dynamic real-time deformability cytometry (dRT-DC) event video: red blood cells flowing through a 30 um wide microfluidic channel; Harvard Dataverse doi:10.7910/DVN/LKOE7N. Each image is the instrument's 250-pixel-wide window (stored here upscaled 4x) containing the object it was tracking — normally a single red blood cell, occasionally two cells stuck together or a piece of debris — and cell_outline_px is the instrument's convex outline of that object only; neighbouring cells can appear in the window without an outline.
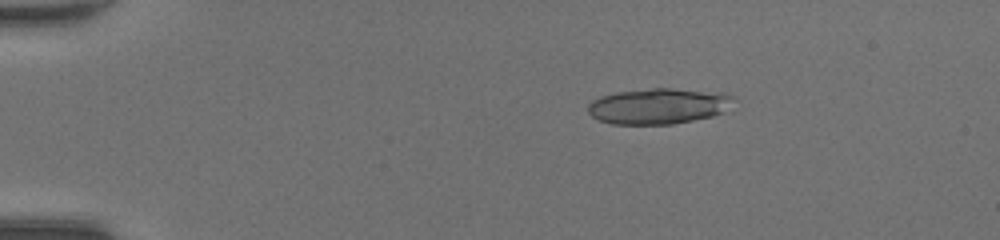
{"species": "common noctule bat (a hibernating species)", "species_latin": "Nyctalus noctula", "temperature_condition": "room temperature", "stored_images_in_passage": 41, "segment_of_instrument_passage": [1, 2], "camera_frame_rate_fps": 3000, "um_per_image_px": 0.085, "animal": {"sex": "female", "body_mass_g": 20.0, "forearm_length_mm": 54.0}, "frame": {"image": 1, "passage_image": 2, "time_ms": 0.333, "image_size_px": [1000, 240], "cell_outline_px": [[736, 100], [724, 112], [712, 116], [672, 124], [612, 124], [600, 120], [592, 116], [588, 112], [588, 104], [592, 100], [600, 96], [616, 92], [652, 88], [672, 88], [724, 92], [736, 96]], "centroid_in_image_um": [56.02, 9.0], "position_along_channel_um": 29.0, "area_um2": 30.63}}